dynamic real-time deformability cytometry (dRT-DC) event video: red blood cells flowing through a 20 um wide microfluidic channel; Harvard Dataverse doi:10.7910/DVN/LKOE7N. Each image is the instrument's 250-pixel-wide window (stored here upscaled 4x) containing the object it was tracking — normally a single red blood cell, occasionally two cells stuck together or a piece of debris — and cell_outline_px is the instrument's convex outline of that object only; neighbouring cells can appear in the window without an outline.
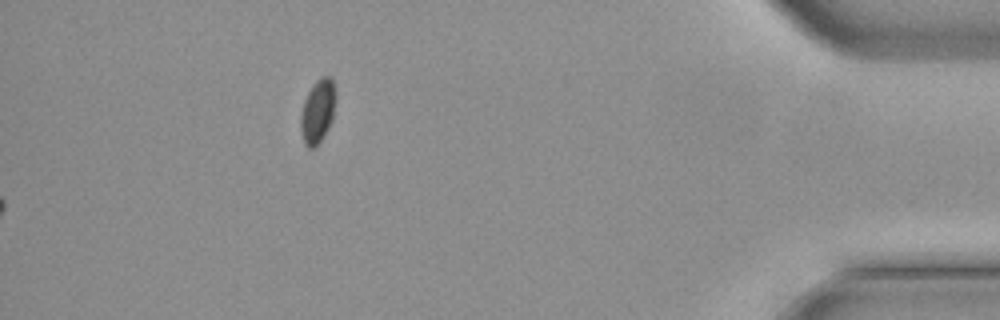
{"species": "common noctule bat (a hibernating species)", "species_latin": "Nyctalus noctula", "temperature_condition": "cold", "stored_images_in_passage": 46, "camera_frame_rate_fps": 3000, "um_per_image_px": 0.085, "animal": {"sex": "male", "body_mass_g": 21.5, "forearm_length_mm": 52.0}, "frame": {"image": 1, "passage_image": 46, "time_ms": 15.0, "image_size_px": [1000, 320], "cell_outline_px": [[336, 96], [332, 120], [324, 136], [312, 148], [308, 148], [304, 144], [300, 128], [300, 116], [304, 100], [312, 84], [316, 80], [324, 76], [328, 76], [332, 80], [336, 92]], "centroid_in_image_um": [26.99, 9.44], "position_along_channel_um": 408.2, "area_um2": 13.01}}